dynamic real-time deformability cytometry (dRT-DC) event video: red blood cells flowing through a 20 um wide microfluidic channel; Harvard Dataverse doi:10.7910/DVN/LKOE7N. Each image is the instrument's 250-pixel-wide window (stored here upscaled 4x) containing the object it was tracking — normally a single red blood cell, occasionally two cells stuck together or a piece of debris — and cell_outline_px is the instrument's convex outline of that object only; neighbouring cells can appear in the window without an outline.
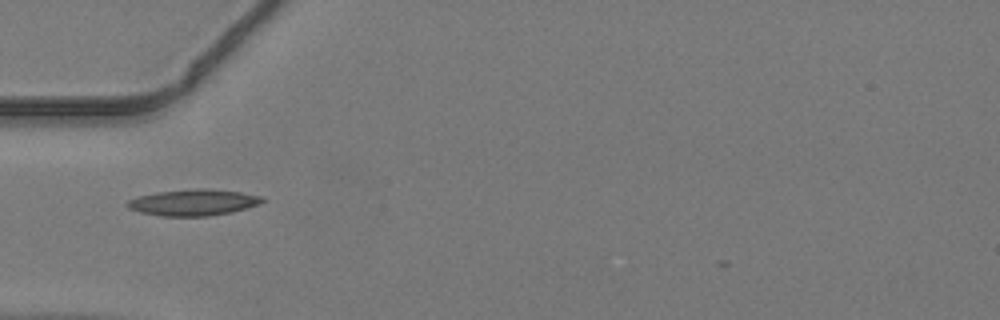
{"species": "common noctule bat (a hibernating species)", "species_latin": "Nyctalus noctula", "temperature_condition": "warm", "stored_images_in_passage": 30, "camera_frame_rate_fps": 3000, "um_per_image_px": 0.085, "animal": {"sex": "male", "body_mass_g": 19.2, "forearm_length_mm": 51.8}, "frame": {"image": 1, "passage_image": 1, "time_ms": 0.0, "image_size_px": [1000, 320], "cell_outline_px": [[264, 200], [260, 204], [232, 212], [208, 216], [160, 216], [140, 212], [128, 208], [124, 204], [128, 200], [136, 196], [156, 192], [196, 188], [208, 188], [240, 192], [264, 196]], "centroid_in_image_um": [16.41, 17.2], "position_along_channel_um": 68.6, "area_um2": 20.92}}
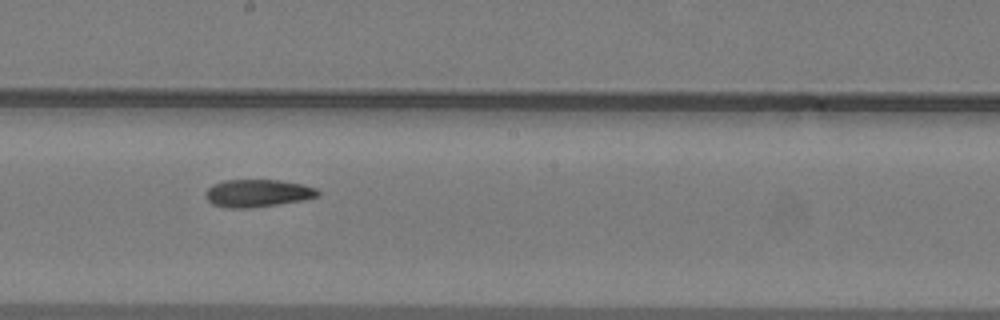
{"frame": {"image": 2, "passage_image": 12, "time_ms": 3.667, "image_size_px": [1000, 320], "cell_outline_px": [[320, 196], [304, 200], [252, 208], [232, 208], [212, 204], [208, 200], [204, 192], [212, 184], [224, 180], [280, 180], [304, 184], [316, 188], [320, 192]], "centroid_in_image_um": [21.92, 16.41], "position_along_channel_um": 226.3, "area_um2": 18.21}}
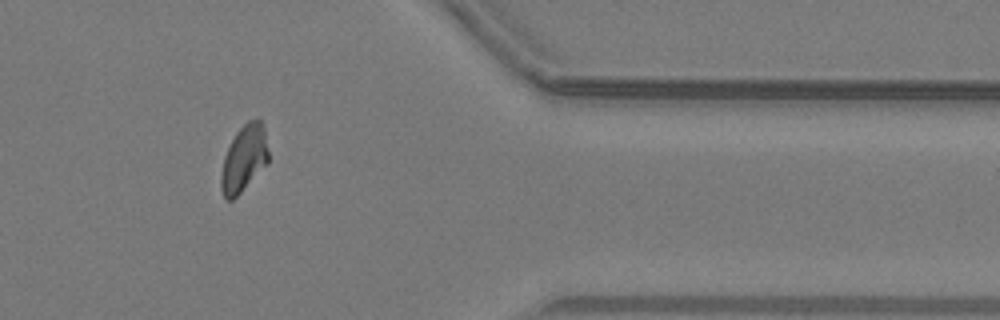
{"frame": {"image": 3, "passage_image": 25, "time_ms": 8.0, "image_size_px": [1000, 320], "cell_outline_px": [[268, 164], [232, 200], [224, 200], [220, 188], [220, 176], [224, 156], [236, 132], [248, 120], [260, 120], [264, 128], [268, 152]], "centroid_in_image_um": [20.72, 13.51], "position_along_channel_um": 390.7, "area_um2": 18.26}}